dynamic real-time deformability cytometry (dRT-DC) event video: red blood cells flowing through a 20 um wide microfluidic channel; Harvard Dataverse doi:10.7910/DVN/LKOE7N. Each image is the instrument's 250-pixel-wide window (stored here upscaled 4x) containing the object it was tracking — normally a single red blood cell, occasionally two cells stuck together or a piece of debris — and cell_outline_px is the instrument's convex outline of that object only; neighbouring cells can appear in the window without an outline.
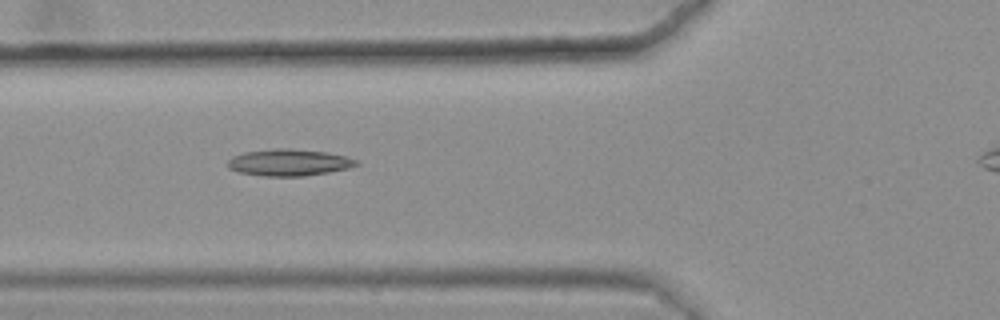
{"species": "common noctule bat (a hibernating species)", "species_latin": "Nyctalus noctula", "temperature_condition": "warm", "stored_images_in_passage": 42, "camera_frame_rate_fps": 3000, "um_per_image_px": 0.085, "animal": {"sex": "female", "body_mass_g": 25.1}, "frame": {"image": 1, "passage_image": 12, "time_ms": 3.667, "image_size_px": [1000, 320], "cell_outline_px": [[360, 164], [348, 168], [328, 172], [304, 176], [264, 176], [240, 172], [228, 168], [228, 160], [232, 156], [244, 152], [276, 148], [292, 148], [328, 152], [348, 156], [356, 160]], "centroid_in_image_um": [24.58, 13.8], "position_along_channel_um": 101.2, "area_um2": 20.11}}
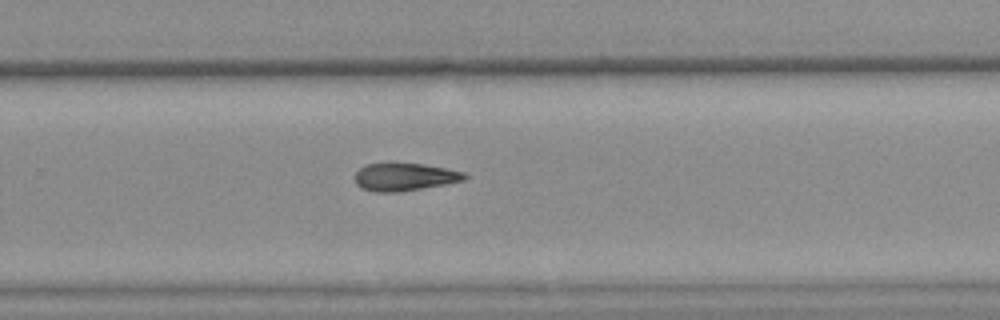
{"frame": {"image": 2, "passage_image": 28, "time_ms": 9.0, "image_size_px": [1000, 320], "cell_outline_px": [[468, 176], [464, 180], [444, 184], [400, 192], [372, 192], [360, 188], [356, 184], [356, 172], [360, 168], [368, 164], [388, 160], [420, 164], [444, 168], [464, 172]], "centroid_in_image_um": [34.32, 15.01], "position_along_channel_um": 295.5, "area_um2": 18.15}}
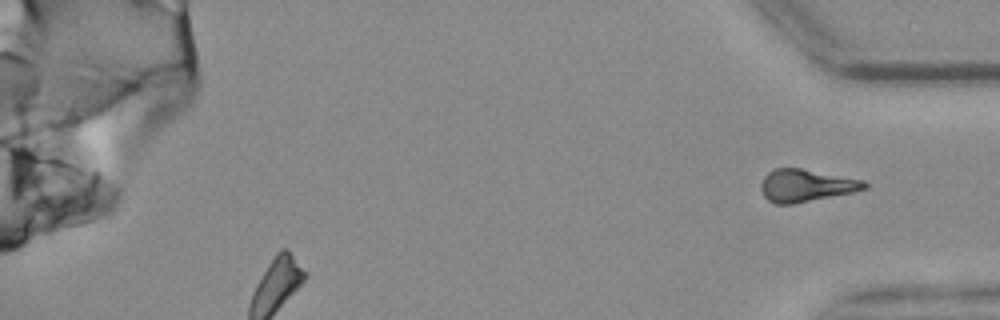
{"frame": {"image": 3, "passage_image": 42, "time_ms": 13.667, "image_size_px": [1000, 320], "cell_outline_px": [[868, 188], [856, 192], [792, 204], [776, 204], [768, 200], [764, 196], [760, 188], [760, 184], [764, 176], [768, 172], [776, 168], [800, 168], [864, 180], [868, 184]], "centroid_in_image_um": [68.53, 15.77], "position_along_channel_um": 366.7, "area_um2": 19.65}}